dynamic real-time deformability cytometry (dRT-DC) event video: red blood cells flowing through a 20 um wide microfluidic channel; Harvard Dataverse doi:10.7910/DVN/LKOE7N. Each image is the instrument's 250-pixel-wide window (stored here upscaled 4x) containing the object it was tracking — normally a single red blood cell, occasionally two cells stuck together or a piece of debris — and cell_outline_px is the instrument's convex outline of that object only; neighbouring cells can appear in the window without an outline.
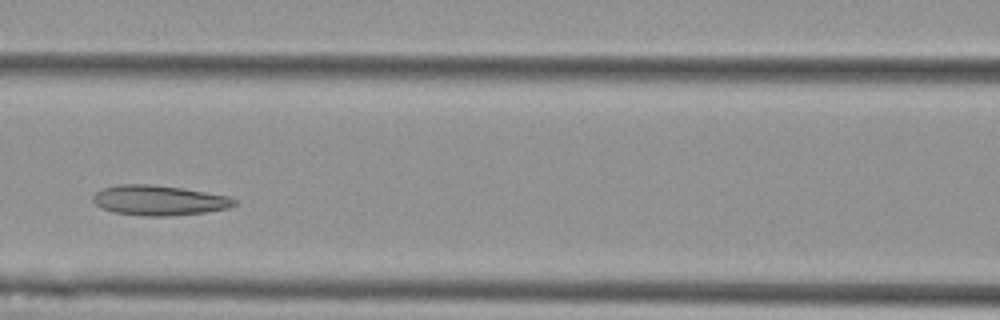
{"species": "Egyptian fruit bat (a non-hibernating species)", "species_latin": "Rousettus aegyptiacus", "temperature_condition": "cold", "stored_images_in_passage": 7, "camera_frame_rate_fps": 3000, "um_per_image_px": 0.085, "animal": {"sex": "female"}, "frame": {"image": 1, "passage_image": 5, "time_ms": 1.333, "image_size_px": [1000, 320], "cell_outline_px": [[236, 204], [228, 208], [204, 212], [168, 216], [144, 216], [112, 212], [100, 208], [92, 200], [92, 196], [96, 192], [104, 188], [120, 184], [148, 184], [180, 188], [228, 196], [236, 200]], "centroid_in_image_um": [13.47, 17.03], "position_along_channel_um": 153.1, "area_um2": 24.57}}
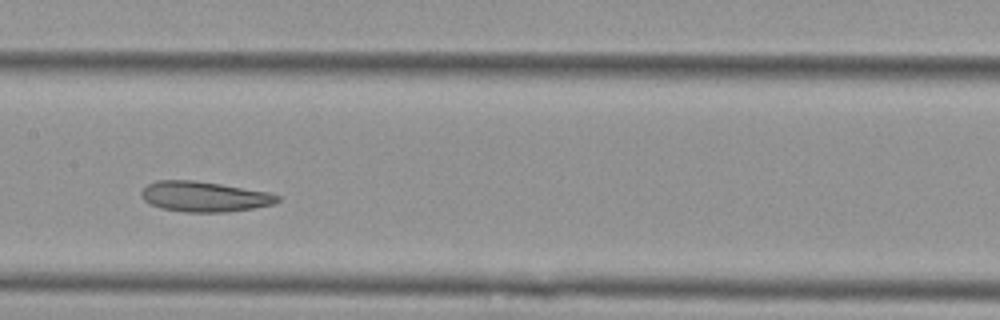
{"frame": {"image": 2, "passage_image": 6, "time_ms": 1.667, "image_size_px": [1000, 320], "cell_outline_px": [[280, 200], [272, 204], [252, 208], [228, 212], [184, 212], [160, 208], [144, 200], [140, 192], [148, 184], [156, 180], [196, 180], [268, 192], [280, 196]], "centroid_in_image_um": [17.35, 16.71], "position_along_channel_um": 190.1, "area_um2": 23.93}}
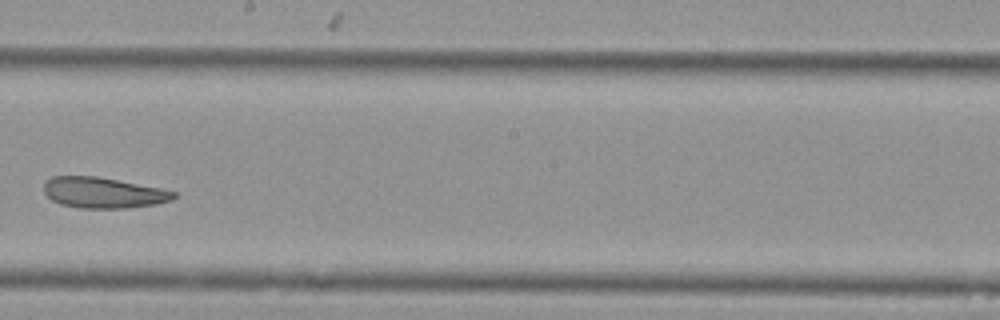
{"frame": {"image": 3, "passage_image": 7, "time_ms": 2.0, "image_size_px": [1000, 320], "cell_outline_px": [[176, 196], [172, 200], [156, 204], [124, 208], [80, 208], [60, 204], [52, 200], [44, 192], [44, 180], [52, 176], [96, 176], [160, 188], [176, 192]], "centroid_in_image_um": [8.75, 16.38], "position_along_channel_um": 239.5, "area_um2": 23.24}}